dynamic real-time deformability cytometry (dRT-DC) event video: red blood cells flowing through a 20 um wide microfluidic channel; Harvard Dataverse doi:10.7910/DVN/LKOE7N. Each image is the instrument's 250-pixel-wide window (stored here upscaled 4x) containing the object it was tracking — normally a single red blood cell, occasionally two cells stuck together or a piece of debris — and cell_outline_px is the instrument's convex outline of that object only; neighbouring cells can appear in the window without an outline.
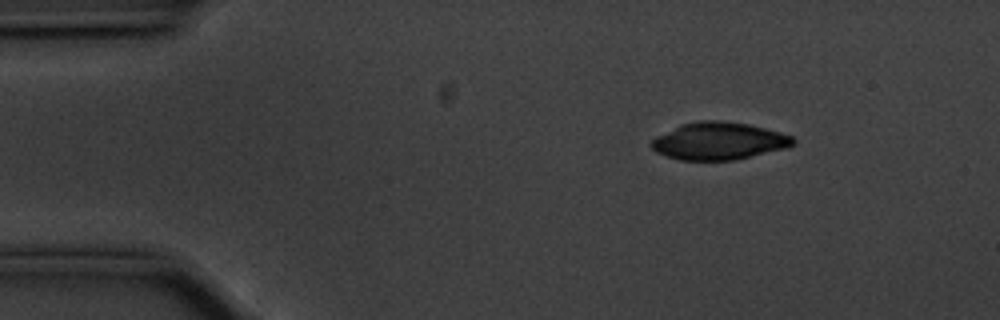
{"species": "common noctule bat (a hibernating species)", "species_latin": "Nyctalus noctula", "temperature_condition": "cold", "stored_images_in_passage": 51, "camera_frame_rate_fps": 3000, "um_per_image_px": 0.085, "animal": {"sex": "male", "body_mass_g": 20.1, "forearm_length_mm": 53.5}, "frame": {"image": 1, "passage_image": 3, "time_ms": 0.667, "image_size_px": [1000, 320], "cell_outline_px": [[796, 144], [788, 148], [732, 160], [680, 160], [656, 152], [648, 144], [656, 136], [680, 124], [700, 120], [720, 120], [748, 124], [764, 128], [792, 136], [796, 140]], "centroid_in_image_um": [61.09, 11.98], "position_along_channel_um": 23.9, "area_um2": 30.92}}
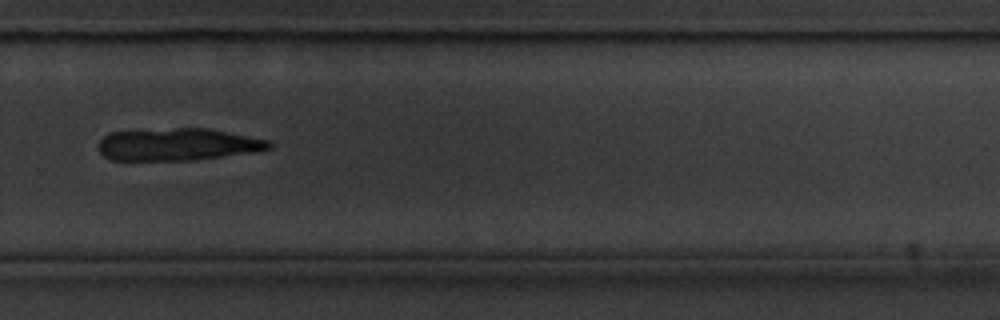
{"frame": {"image": 2, "passage_image": 33, "time_ms": 10.667, "image_size_px": [1000, 320], "cell_outline_px": [[272, 148], [248, 152], [196, 160], [112, 160], [104, 156], [100, 152], [100, 140], [108, 132], [176, 128], [208, 128], [268, 140], [272, 144]], "centroid_in_image_um": [15.07, 12.27], "position_along_channel_um": 314.7, "area_um2": 31.79}}
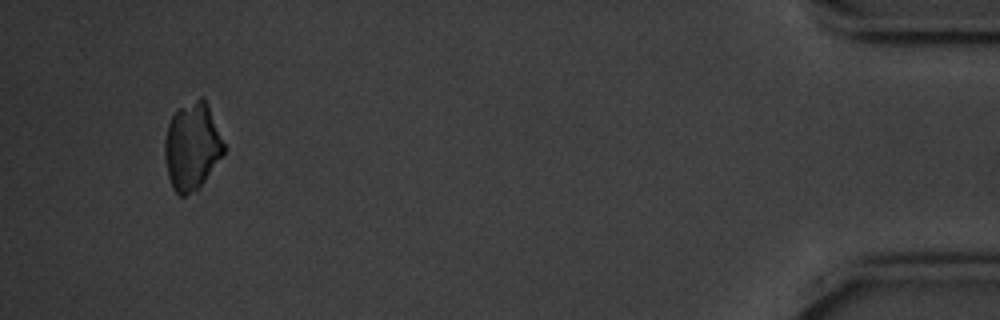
{"frame": {"image": 3, "passage_image": 48, "time_ms": 15.667, "image_size_px": [1000, 320], "cell_outline_px": [[224, 152], [196, 192], [184, 196], [180, 196], [172, 188], [168, 176], [164, 156], [164, 140], [168, 124], [172, 116], [180, 108], [200, 96], [204, 96], [208, 104], [224, 144]], "centroid_in_image_um": [16.3, 12.45], "position_along_channel_um": 418.9, "area_um2": 29.94}}